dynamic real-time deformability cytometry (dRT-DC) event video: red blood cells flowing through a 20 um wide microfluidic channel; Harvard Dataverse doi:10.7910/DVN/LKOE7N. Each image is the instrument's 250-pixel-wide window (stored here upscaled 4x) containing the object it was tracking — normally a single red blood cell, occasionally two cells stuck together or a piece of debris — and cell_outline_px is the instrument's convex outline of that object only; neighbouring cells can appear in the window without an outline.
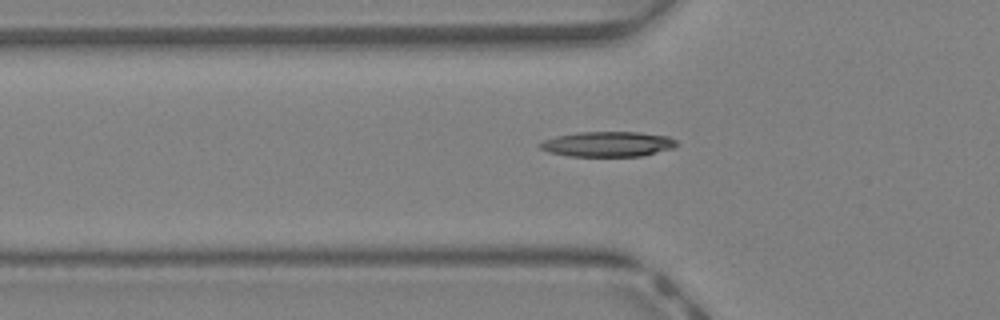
{"species": "Egyptian fruit bat (a non-hibernating species)", "species_latin": "Rousettus aegyptiacus", "temperature_condition": "warm", "stored_images_in_passage": 32, "camera_frame_rate_fps": 3000, "um_per_image_px": 0.085, "animal": {"sex": "female"}, "frame": {"image": 1, "passage_image": 4, "time_ms": 1.0, "image_size_px": [1000, 320], "cell_outline_px": [[680, 144], [672, 148], [644, 156], [568, 156], [548, 152], [540, 148], [536, 144], [544, 140], [556, 136], [580, 132], [640, 132], [668, 136], [676, 140]], "centroid_in_image_um": [51.67, 12.25], "position_along_channel_um": 74.1, "area_um2": 20.17}}
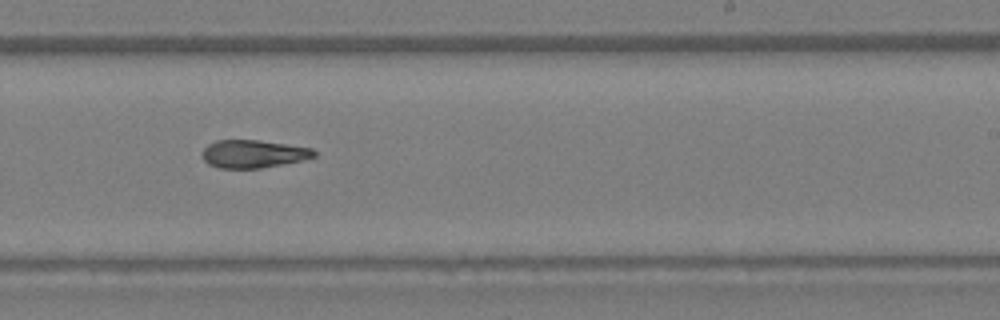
{"frame": {"image": 2, "passage_image": 16, "time_ms": 5.0, "image_size_px": [1000, 320], "cell_outline_px": [[316, 156], [300, 160], [260, 168], [220, 168], [208, 164], [204, 160], [204, 148], [208, 144], [216, 140], [260, 140], [312, 148], [316, 152]], "centroid_in_image_um": [21.52, 13.07], "position_along_channel_um": 267.5, "area_um2": 17.92}}
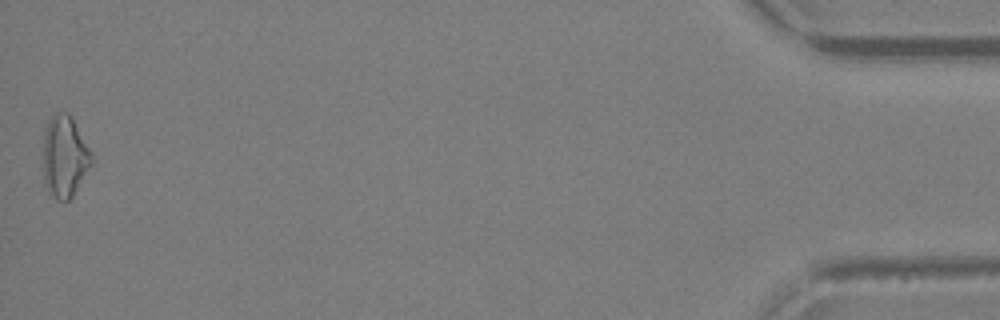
{"frame": {"image": 3, "passage_image": 32, "time_ms": 10.333, "image_size_px": [1000, 320], "cell_outline_px": [[92, 164], [72, 196], [68, 200], [56, 200], [48, 192], [44, 184], [44, 128], [48, 120], [56, 112], [68, 112], [72, 116], [92, 152]], "centroid_in_image_um": [5.49, 13.28], "position_along_channel_um": 429.7, "area_um2": 23.18}, "authors_computed_cell_mechanics": {"area_um2": 19.0162, "velocity_mm_per_s": 4.8373, "shape_relaxation_time_tau1_ms": null, "shape_relaxation_time_tau2_ms": 6.4089, "deformation_change_tau1": null, "deformation_change_tau2": 0.2063}}